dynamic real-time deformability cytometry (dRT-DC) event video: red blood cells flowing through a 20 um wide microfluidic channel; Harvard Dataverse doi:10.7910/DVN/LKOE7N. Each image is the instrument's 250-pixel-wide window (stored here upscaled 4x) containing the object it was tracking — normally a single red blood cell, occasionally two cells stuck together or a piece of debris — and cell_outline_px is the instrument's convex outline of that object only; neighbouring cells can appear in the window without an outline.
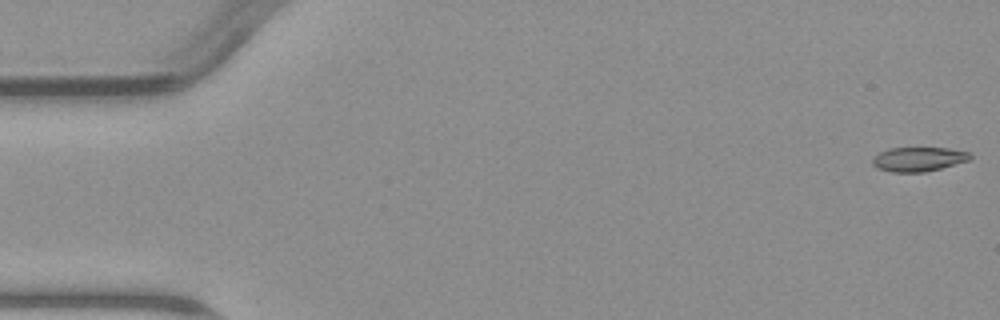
{"species": "common noctule bat (a hibernating species)", "species_latin": "Nyctalus noctula", "temperature_condition": "warm", "stored_images_in_passage": 8, "camera_frame_rate_fps": 3000, "um_per_image_px": 0.085, "animal": {"sex": "male", "body_mass_g": 23.1, "forearm_length_mm": 52.7}, "frame": {"image": 1, "passage_image": 1, "time_ms": 0.0, "image_size_px": [1000, 320], "cell_outline_px": [[972, 160], [924, 172], [892, 172], [876, 168], [872, 164], [872, 156], [888, 148], [948, 148], [972, 152]], "centroid_in_image_um": [78.09, 13.52], "position_along_channel_um": 6.9, "area_um2": 14.05}}
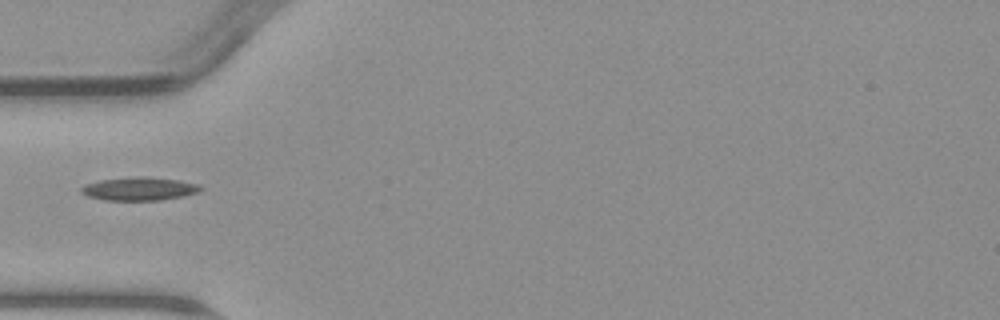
{"frame": {"image": 2, "passage_image": 5, "time_ms": 5.667, "image_size_px": [1000, 320], "cell_outline_px": [[204, 188], [196, 192], [184, 196], [160, 200], [104, 200], [88, 196], [80, 192], [80, 188], [84, 184], [100, 180], [140, 176], [144, 176], [180, 180], [200, 184]], "centroid_in_image_um": [11.84, 16.04], "position_along_channel_um": 73.2, "area_um2": 16.24}}
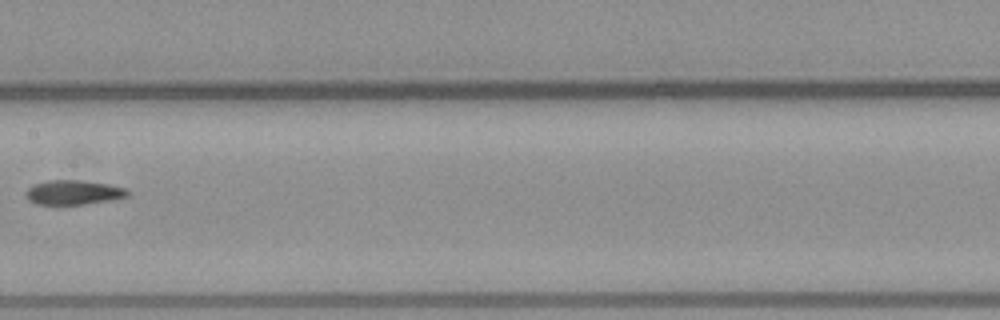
{"frame": {"image": 3, "passage_image": 8, "time_ms": 9.0, "image_size_px": [1000, 320], "cell_outline_px": [[128, 196], [108, 200], [84, 204], [36, 204], [28, 200], [24, 192], [28, 188], [36, 184], [48, 180], [76, 180], [108, 184], [124, 188], [128, 192]], "centroid_in_image_um": [6.19, 16.35], "position_along_channel_um": 201.2, "area_um2": 14.22}}